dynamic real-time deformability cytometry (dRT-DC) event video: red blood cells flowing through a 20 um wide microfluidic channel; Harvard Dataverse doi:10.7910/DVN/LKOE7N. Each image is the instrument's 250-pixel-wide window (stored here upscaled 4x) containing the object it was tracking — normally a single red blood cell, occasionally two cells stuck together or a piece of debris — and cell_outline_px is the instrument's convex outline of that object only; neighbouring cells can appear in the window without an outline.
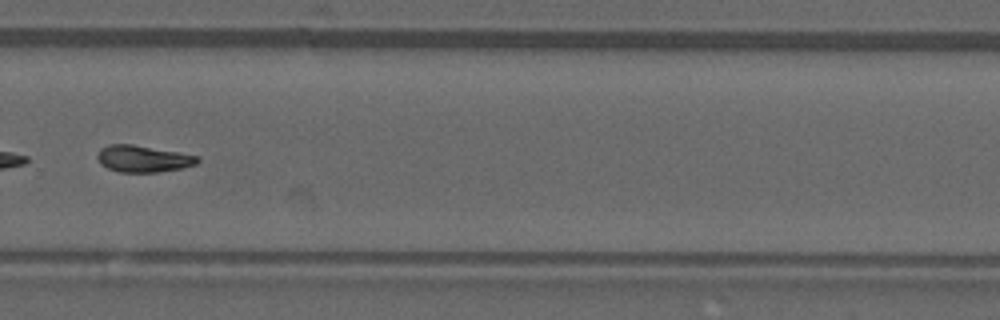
{"species": "common noctule bat (a hibernating species)", "species_latin": "Nyctalus noctula", "temperature_condition": "warm", "stored_images_in_passage": 45, "camera_frame_rate_fps": 3000, "um_per_image_px": 0.085, "animal": {"sex": "male", "forearm_length_mm": 52.5}, "frame": {"image": 1, "passage_image": 32, "time_ms": 10.333, "image_size_px": [1000, 320], "cell_outline_px": [[200, 160], [196, 164], [184, 168], [156, 172], [120, 172], [108, 168], [100, 164], [96, 156], [100, 148], [108, 144], [132, 144], [180, 152], [200, 156]], "centroid_in_image_um": [12.17, 13.49], "position_along_channel_um": 317.6, "area_um2": 15.78}}